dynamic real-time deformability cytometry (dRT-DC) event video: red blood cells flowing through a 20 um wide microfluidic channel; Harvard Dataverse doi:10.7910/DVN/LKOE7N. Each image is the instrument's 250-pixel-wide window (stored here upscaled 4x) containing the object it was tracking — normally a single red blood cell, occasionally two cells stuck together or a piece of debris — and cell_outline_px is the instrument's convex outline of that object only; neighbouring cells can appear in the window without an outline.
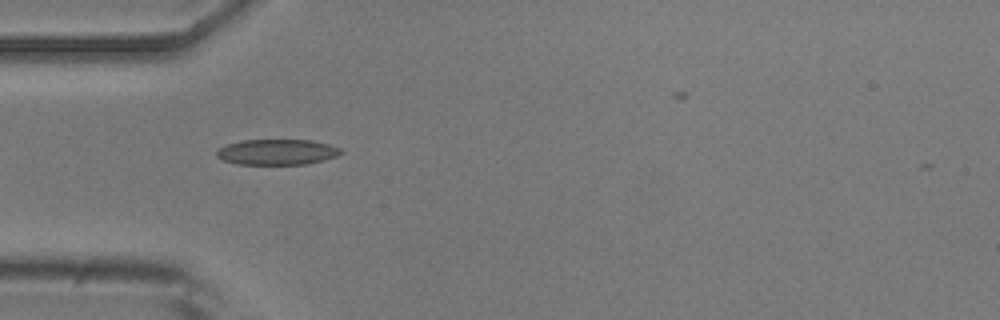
{"species": "common noctule bat (a hibernating species)", "species_latin": "Nyctalus noctula", "temperature_condition": "room temperature", "stored_images_in_passage": 10, "camera_frame_rate_fps": 3000, "um_per_image_px": 0.085, "animal": {"sex": "male", "body_mass_g": 20.5, "forearm_length_mm": 52.5}, "frame": {"image": 1, "passage_image": 2, "time_ms": 1.333, "image_size_px": [1000, 320], "cell_outline_px": [[344, 152], [336, 156], [324, 160], [308, 164], [236, 164], [224, 160], [216, 156], [216, 152], [224, 144], [244, 140], [312, 140], [328, 144], [340, 148]], "centroid_in_image_um": [23.55, 12.92], "position_along_channel_um": 61.4, "area_um2": 18.55}}
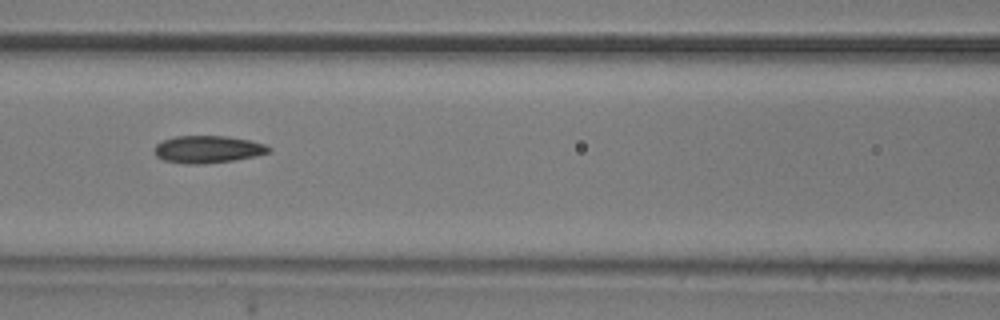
{"frame": {"image": 2, "passage_image": 4, "time_ms": 3.667, "image_size_px": [1000, 320], "cell_outline_px": [[272, 148], [268, 152], [256, 156], [236, 160], [204, 164], [188, 164], [164, 160], [156, 156], [156, 144], [164, 140], [176, 136], [228, 136], [248, 140], [264, 144]], "centroid_in_image_um": [17.69, 12.7], "position_along_channel_um": 148.9, "area_um2": 18.09}}
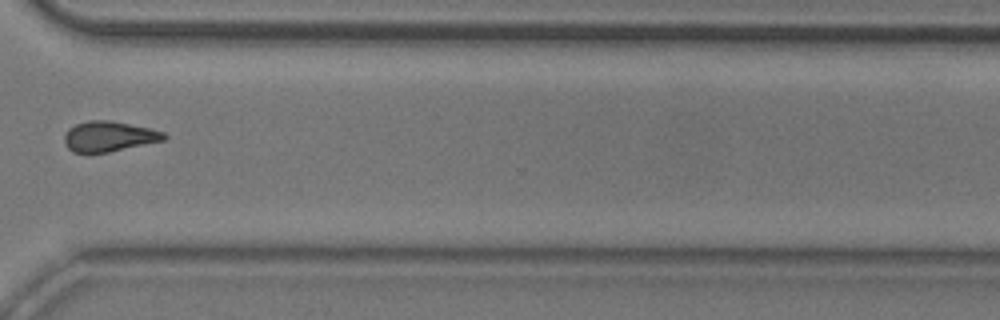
{"frame": {"image": 3, "passage_image": 9, "time_ms": 9.333, "image_size_px": [1000, 320], "cell_outline_px": [[168, 136], [164, 140], [108, 152], [72, 152], [68, 148], [64, 140], [64, 136], [68, 128], [76, 124], [88, 120], [108, 120], [148, 128], [164, 132]], "centroid_in_image_um": [9.24, 11.59], "position_along_channel_um": 361.4, "area_um2": 17.34}}